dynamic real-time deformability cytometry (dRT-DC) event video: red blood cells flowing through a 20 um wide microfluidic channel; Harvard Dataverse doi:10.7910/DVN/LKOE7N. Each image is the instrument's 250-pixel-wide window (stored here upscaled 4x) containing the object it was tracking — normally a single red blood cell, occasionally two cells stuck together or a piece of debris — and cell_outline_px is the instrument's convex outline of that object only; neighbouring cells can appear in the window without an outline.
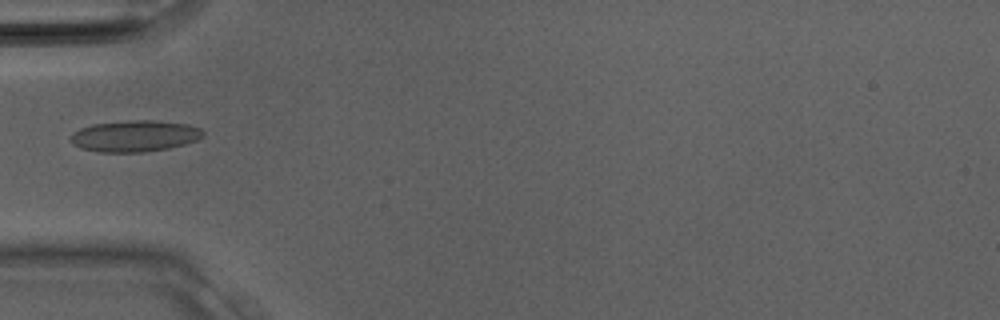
{"species": "Egyptian fruit bat (a non-hibernating species)", "species_latin": "Rousettus aegyptiacus", "temperature_condition": "room temperature", "stored_images_in_passage": 13, "camera_frame_rate_fps": 3000, "um_per_image_px": 0.085, "animal": {"sex": "male"}, "frame": {"image": 1, "passage_image": 10, "time_ms": 3.0, "image_size_px": [1000, 320], "cell_outline_px": [[204, 136], [196, 140], [184, 144], [168, 148], [144, 152], [100, 152], [80, 148], [72, 144], [68, 140], [72, 132], [80, 128], [92, 124], [128, 120], [152, 120], [188, 124], [200, 128], [204, 132]], "centroid_in_image_um": [11.41, 11.56], "position_along_channel_um": 73.6, "area_um2": 24.39}}
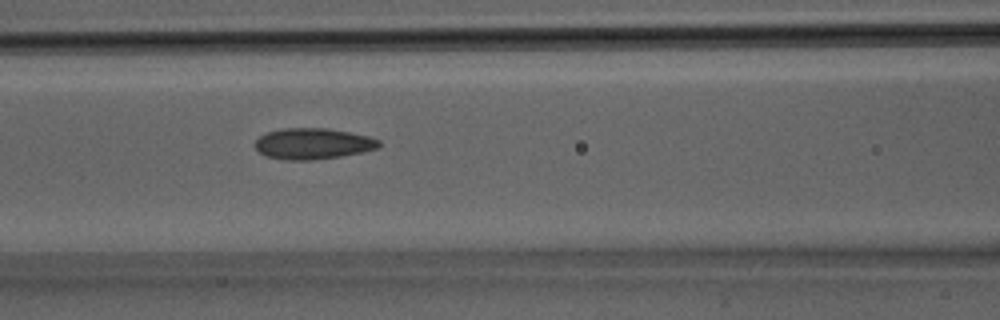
{"frame": {"image": 2, "passage_image": 13, "time_ms": 4.0, "image_size_px": [1000, 320], "cell_outline_px": [[380, 148], [364, 152], [340, 156], [312, 160], [284, 160], [268, 156], [260, 152], [252, 144], [264, 132], [280, 128], [328, 128], [368, 136], [380, 140]], "centroid_in_image_um": [26.58, 12.2], "position_along_channel_um": 140.0, "area_um2": 22.6}}